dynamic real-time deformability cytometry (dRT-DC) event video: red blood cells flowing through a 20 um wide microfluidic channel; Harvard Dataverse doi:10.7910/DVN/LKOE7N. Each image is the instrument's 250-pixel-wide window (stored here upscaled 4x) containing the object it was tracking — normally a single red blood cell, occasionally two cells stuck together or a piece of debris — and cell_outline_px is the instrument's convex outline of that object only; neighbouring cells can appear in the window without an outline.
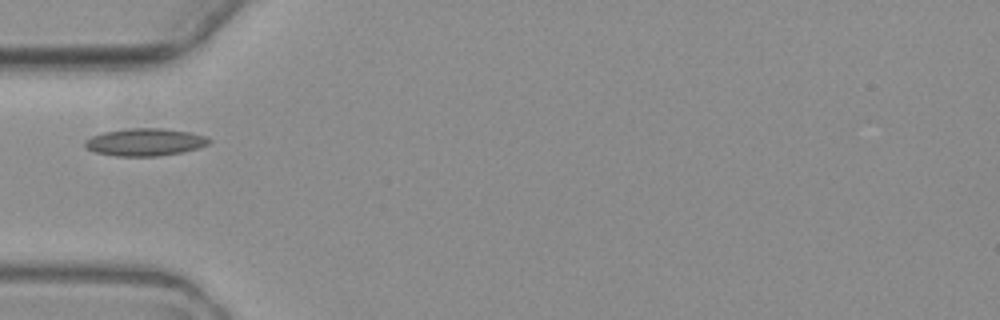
{"species": "common noctule bat (a hibernating species)", "species_latin": "Nyctalus noctula", "temperature_condition": "warm", "stored_images_in_passage": 1, "camera_frame_rate_fps": 3000, "um_per_image_px": 0.085, "animal": {"sex": "female", "body_mass_g": 19.3, "forearm_length_mm": 54.1}, "frame": {"image": 1, "passage_image": 1, "time_ms": 0.0, "image_size_px": [1000, 320], "cell_outline_px": [[212, 140], [208, 144], [196, 148], [180, 152], [156, 156], [116, 156], [96, 152], [88, 148], [84, 144], [84, 140], [92, 136], [104, 132], [128, 128], [164, 128], [188, 132], [208, 136]], "centroid_in_image_um": [12.33, 12.07], "position_along_channel_um": 72.7, "area_um2": 19.71}}